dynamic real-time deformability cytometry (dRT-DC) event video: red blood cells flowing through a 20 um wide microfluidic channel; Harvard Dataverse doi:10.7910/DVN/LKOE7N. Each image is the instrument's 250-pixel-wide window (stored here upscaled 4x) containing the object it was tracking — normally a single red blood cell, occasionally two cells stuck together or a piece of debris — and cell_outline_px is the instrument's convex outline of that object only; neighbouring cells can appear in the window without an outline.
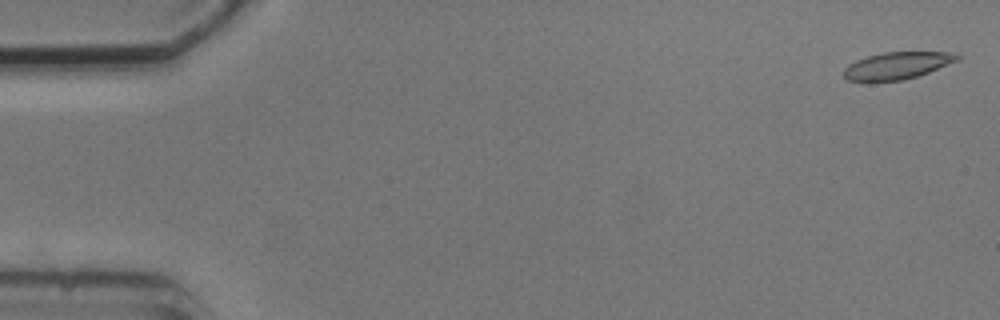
{"species": "common noctule bat (a hibernating species)", "species_latin": "Nyctalus noctula", "temperature_condition": "cold", "stored_images_in_passage": 5, "camera_frame_rate_fps": 3000, "um_per_image_px": 0.085, "animal": {"sex": "male", "body_mass_g": 20.5, "forearm_length_mm": 52.5}, "frame": {"image": 1, "passage_image": 1, "time_ms": 0.0, "image_size_px": [1000, 320], "cell_outline_px": [[960, 60], [928, 72], [904, 80], [868, 84], [848, 80], [844, 76], [844, 68], [848, 64], [856, 60], [868, 56], [884, 52], [956, 52], [960, 56]], "centroid_in_image_um": [76.21, 5.61], "position_along_channel_um": 8.8, "area_um2": 18.5}}